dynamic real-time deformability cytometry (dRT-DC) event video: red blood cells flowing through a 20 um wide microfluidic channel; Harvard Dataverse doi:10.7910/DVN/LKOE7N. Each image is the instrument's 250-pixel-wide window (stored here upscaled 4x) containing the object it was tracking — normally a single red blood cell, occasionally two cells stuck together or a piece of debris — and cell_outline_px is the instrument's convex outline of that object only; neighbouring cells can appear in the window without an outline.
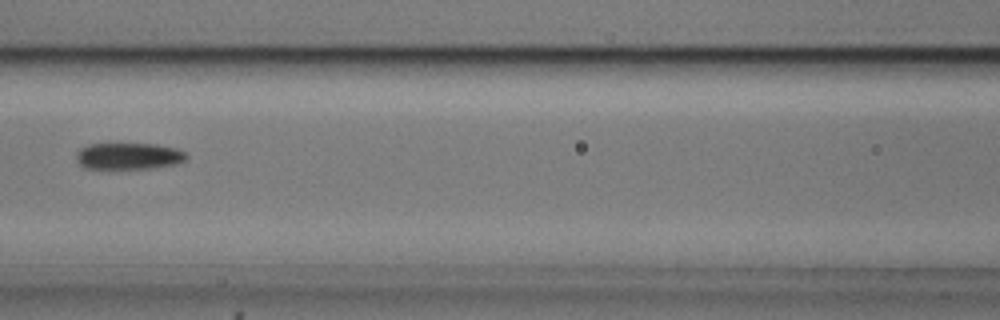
{"species": "common noctule bat (a hibernating species)", "species_latin": "Nyctalus noctula", "temperature_condition": "cold", "stored_images_in_passage": 9, "camera_frame_rate_fps": 3000, "um_per_image_px": 0.085, "animal": {"sex": "male", "body_mass_g": 20.5, "forearm_length_mm": 52.5}, "frame": {"image": 1, "passage_image": 6, "time_ms": 1.667, "image_size_px": [1000, 320], "cell_outline_px": [[188, 156], [184, 160], [176, 164], [152, 168], [84, 168], [76, 160], [76, 152], [80, 148], [92, 144], [156, 144], [176, 148], [184, 152]], "centroid_in_image_um": [10.93, 13.26], "position_along_channel_um": 155.7, "area_um2": 16.94}}
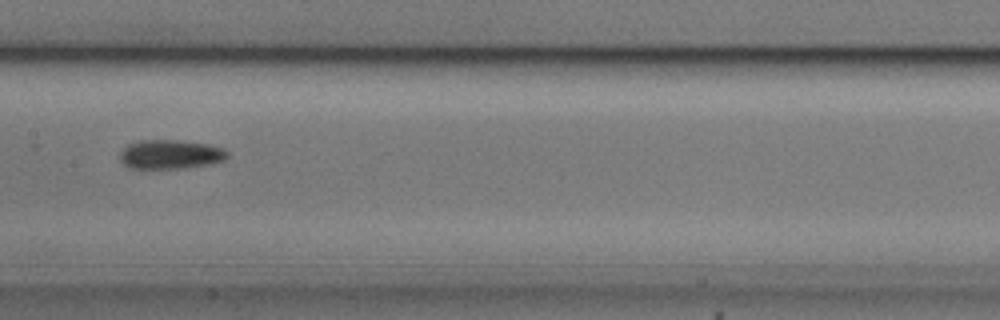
{"frame": {"image": 2, "passage_image": 7, "time_ms": 2.0, "image_size_px": [1000, 320], "cell_outline_px": [[228, 156], [224, 160], [212, 164], [184, 168], [128, 168], [120, 160], [120, 152], [128, 144], [140, 140], [176, 140], [208, 144], [224, 148], [228, 152]], "centroid_in_image_um": [14.5, 13.12], "position_along_channel_um": 192.9, "area_um2": 18.32}}
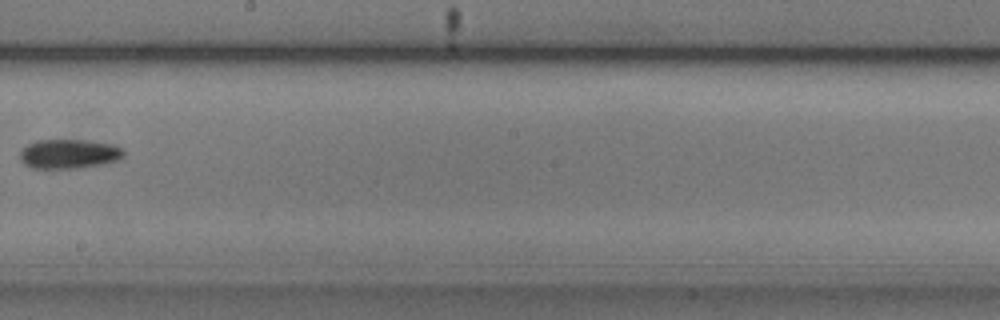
{"frame": {"image": 3, "passage_image": 8, "time_ms": 2.333, "image_size_px": [1000, 320], "cell_outline_px": [[124, 156], [120, 160], [100, 164], [76, 168], [32, 168], [24, 164], [20, 160], [20, 152], [28, 144], [36, 140], [84, 140], [112, 144], [124, 148]], "centroid_in_image_um": [5.88, 13.08], "position_along_channel_um": 242.3, "area_um2": 17.74}}